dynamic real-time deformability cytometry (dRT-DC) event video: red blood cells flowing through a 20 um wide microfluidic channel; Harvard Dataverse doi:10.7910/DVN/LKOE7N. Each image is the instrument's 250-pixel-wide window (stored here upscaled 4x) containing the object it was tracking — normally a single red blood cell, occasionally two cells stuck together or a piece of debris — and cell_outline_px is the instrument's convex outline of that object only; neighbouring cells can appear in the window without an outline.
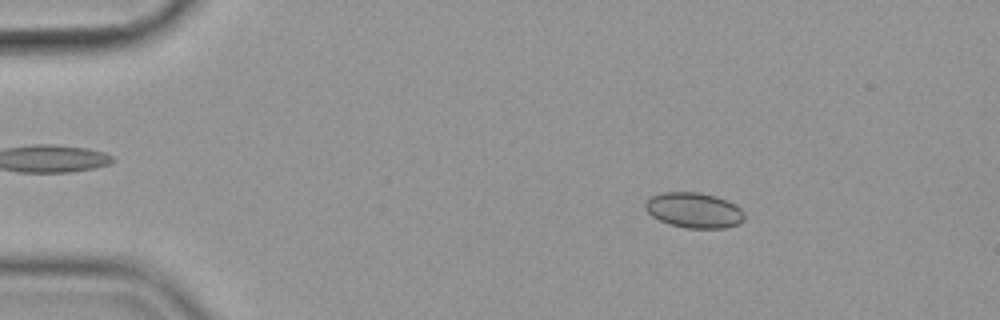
{"species": "common noctule bat (a hibernating species)", "species_latin": "Nyctalus noctula", "temperature_condition": "cold", "stored_images_in_passage": 56, "camera_frame_rate_fps": 3000, "um_per_image_px": 0.085, "animal": {"sex": "female", "body_mass_g": 19.9}, "frame": {"image": 1, "passage_image": 9, "time_ms": 2.667, "image_size_px": [1000, 320], "cell_outline_px": [[744, 220], [740, 224], [724, 228], [684, 228], [668, 224], [652, 216], [644, 208], [644, 204], [652, 196], [664, 192], [700, 192], [716, 196], [736, 204], [744, 212]], "centroid_in_image_um": [59.01, 17.87], "position_along_channel_um": 26.0, "area_um2": 20.58}}
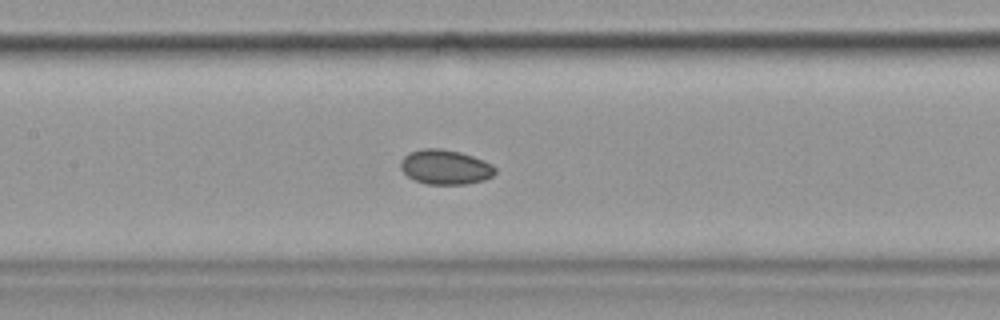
{"frame": {"image": 2, "passage_image": 27, "time_ms": 8.667, "image_size_px": [1000, 320], "cell_outline_px": [[496, 172], [492, 176], [484, 180], [464, 184], [428, 184], [416, 180], [408, 176], [400, 168], [400, 160], [408, 152], [424, 148], [440, 148], [460, 152], [484, 160], [492, 164], [496, 168]], "centroid_in_image_um": [37.84, 14.19], "position_along_channel_um": 169.6, "area_um2": 19.13}}
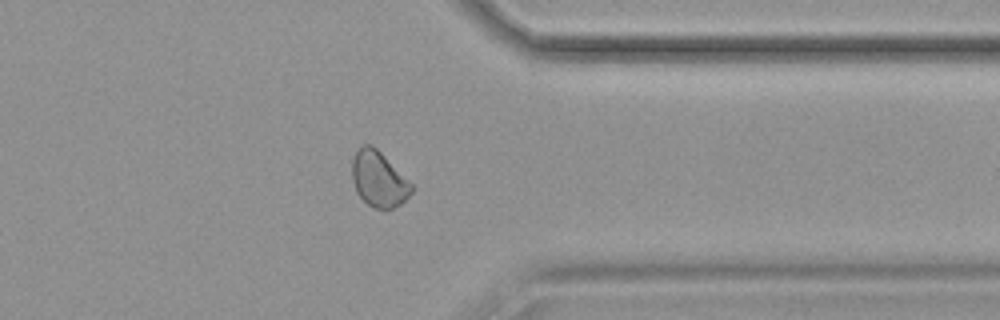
{"frame": {"image": 3, "passage_image": 45, "time_ms": 14.667, "image_size_px": [1000, 320], "cell_outline_px": [[416, 188], [400, 204], [392, 208], [376, 208], [368, 204], [356, 192], [352, 180], [352, 160], [356, 152], [364, 144], [372, 144]], "centroid_in_image_um": [32.18, 15.23], "position_along_channel_um": 379.2, "area_um2": 18.9}, "authors_computed_cell_mechanics": {"area_um2": 19.3341, "velocity_mm_per_s": 3.5726, "shape_relaxation_time_tau1_ms": null, "shape_relaxation_time_tau2_ms": 5.1726, "deformation_change_tau1": null, "deformation_change_tau2": 0.0563}}